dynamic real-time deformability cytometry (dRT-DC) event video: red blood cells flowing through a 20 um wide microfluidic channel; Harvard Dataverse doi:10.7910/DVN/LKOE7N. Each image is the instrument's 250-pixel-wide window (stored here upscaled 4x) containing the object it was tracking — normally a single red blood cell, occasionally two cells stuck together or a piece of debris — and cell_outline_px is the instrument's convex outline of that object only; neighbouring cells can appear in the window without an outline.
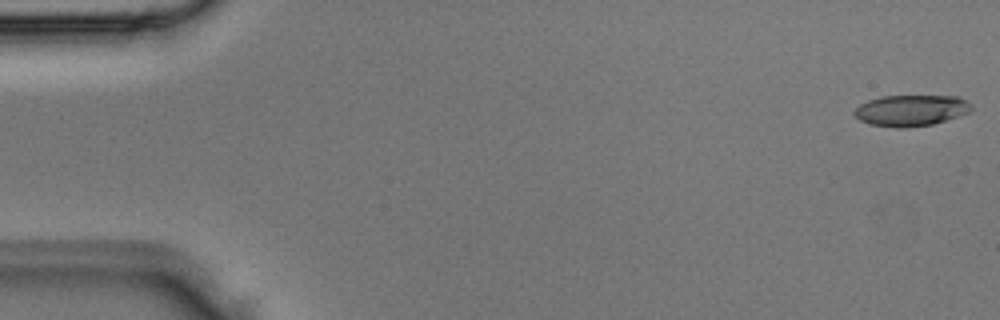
{"species": "Egyptian fruit bat (a non-hibernating species)", "species_latin": "Rousettus aegyptiacus", "temperature_condition": "room temperature", "stored_images_in_passage": 4, "camera_frame_rate_fps": 3000, "um_per_image_px": 0.085, "animal": {"sex": "male"}, "frame": {"image": 1, "passage_image": 1, "time_ms": 0.0, "image_size_px": [1000, 320], "cell_outline_px": [[972, 108], [968, 112], [932, 124], [904, 128], [896, 128], [872, 124], [860, 120], [852, 112], [860, 104], [868, 100], [880, 96], [960, 96], [972, 104]], "centroid_in_image_um": [77.42, 9.37], "position_along_channel_um": 7.6, "area_um2": 21.1}}
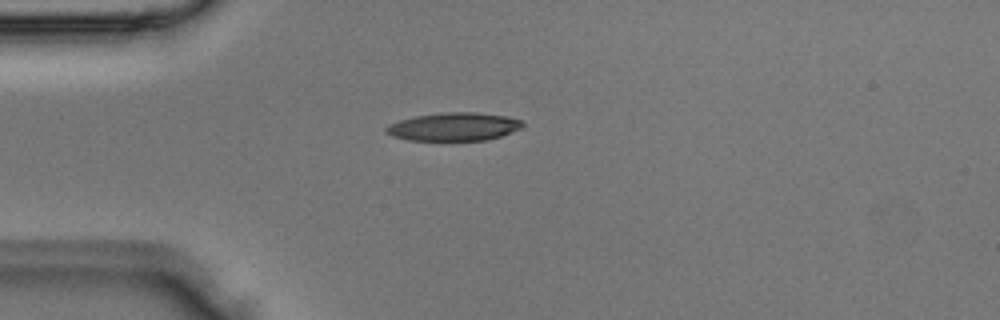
{"frame": {"image": 2, "passage_image": 4, "time_ms": 1.0, "image_size_px": [1000, 320], "cell_outline_px": [[524, 124], [520, 128], [500, 136], [488, 140], [408, 140], [392, 136], [384, 132], [384, 128], [388, 124], [400, 120], [416, 116], [440, 112], [476, 112], [504, 116], [520, 120]], "centroid_in_image_um": [38.52, 10.77], "position_along_channel_um": 46.5, "area_um2": 22.31}}